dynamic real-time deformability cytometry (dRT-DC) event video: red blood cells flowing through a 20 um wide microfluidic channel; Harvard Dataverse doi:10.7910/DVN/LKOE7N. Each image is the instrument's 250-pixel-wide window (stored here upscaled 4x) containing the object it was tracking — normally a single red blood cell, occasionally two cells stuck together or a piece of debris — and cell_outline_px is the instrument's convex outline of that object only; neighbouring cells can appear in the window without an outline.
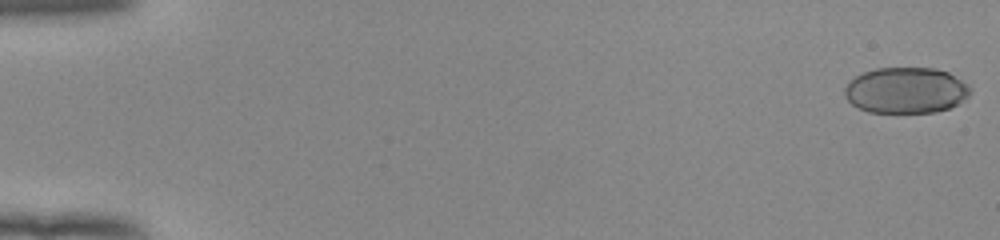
{"species": "human", "species_latin": "Homo sapiens", "temperature_condition": "room temperature", "stored_images_in_passage": 10, "camera_frame_rate_fps": 3000, "um_per_image_px": 0.085, "donor": {"sex": "female"}, "frame": {"image": 1, "passage_image": 1, "time_ms": 0.0, "image_size_px": [1000, 240], "cell_outline_px": [[972, 88], [968, 96], [956, 104], [948, 108], [936, 112], [868, 112], [852, 104], [844, 96], [844, 88], [856, 76], [864, 72], [876, 68], [936, 68], [948, 72], [968, 84]], "centroid_in_image_um": [77.01, 7.67], "position_along_channel_um": 8.0, "area_um2": 33.52}}